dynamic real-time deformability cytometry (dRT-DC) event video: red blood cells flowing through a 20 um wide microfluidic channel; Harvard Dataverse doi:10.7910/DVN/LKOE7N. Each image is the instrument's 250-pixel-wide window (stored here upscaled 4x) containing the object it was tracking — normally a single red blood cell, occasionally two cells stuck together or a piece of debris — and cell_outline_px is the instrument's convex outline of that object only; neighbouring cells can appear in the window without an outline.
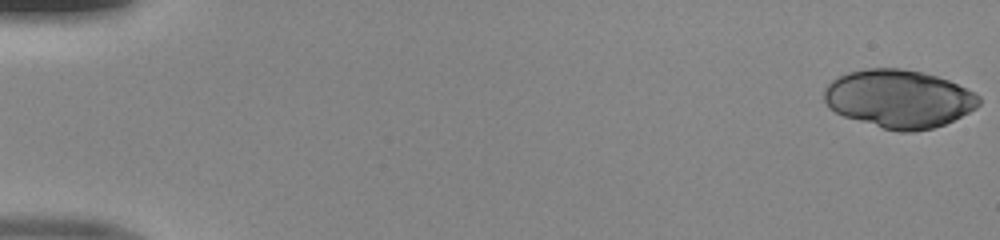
{"species": "human", "species_latin": "Homo sapiens", "temperature_condition": "room temperature", "stored_images_in_passage": 49, "camera_frame_rate_fps": 3000, "um_per_image_px": 0.085, "donor": {"sex": "male"}, "frame": {"image": 1, "passage_image": 1, "time_ms": 0.0, "image_size_px": [1000, 240], "cell_outline_px": [[980, 104], [976, 108], [944, 124], [932, 128], [912, 132], [900, 132], [884, 128], [844, 116], [828, 108], [824, 100], [824, 88], [832, 80], [848, 72], [868, 68], [900, 68], [920, 72], [936, 76], [948, 80], [980, 96]], "centroid_in_image_um": [76.38, 8.39], "position_along_channel_um": 8.6, "area_um2": 52.02}}
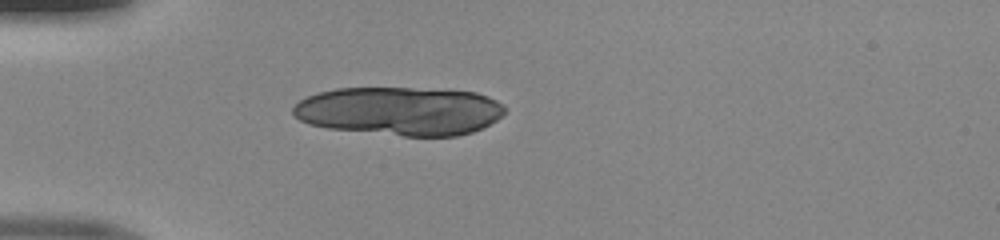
{"frame": {"image": 2, "passage_image": 15, "time_ms": 4.667, "image_size_px": [1000, 240], "cell_outline_px": [[504, 112], [496, 120], [472, 132], [456, 136], [404, 136], [328, 128], [308, 124], [300, 120], [292, 112], [292, 108], [300, 100], [308, 96], [320, 92], [336, 88], [412, 88], [476, 92], [488, 96], [504, 104]], "centroid_in_image_um": [33.97, 9.44], "position_along_channel_um": 51.0, "area_um2": 59.71}}